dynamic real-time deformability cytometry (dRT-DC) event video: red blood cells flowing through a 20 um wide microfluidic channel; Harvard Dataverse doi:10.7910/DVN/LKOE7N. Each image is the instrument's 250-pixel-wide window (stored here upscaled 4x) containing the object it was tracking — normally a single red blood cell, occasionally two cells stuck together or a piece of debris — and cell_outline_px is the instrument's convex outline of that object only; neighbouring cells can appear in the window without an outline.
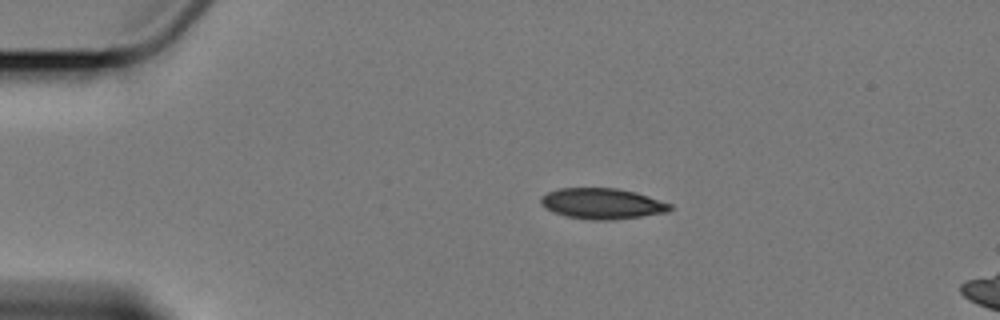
{"species": "Egyptian fruit bat (a non-hibernating species)", "species_latin": "Rousettus aegyptiacus", "temperature_condition": "cold", "stored_images_in_passage": 4, "camera_frame_rate_fps": 3000, "um_per_image_px": 0.085, "animal": {"sex": "female"}, "frame": {"image": 1, "passage_image": 2, "time_ms": 2.333, "image_size_px": [1000, 320], "cell_outline_px": [[672, 208], [668, 212], [612, 220], [596, 220], [564, 216], [544, 208], [540, 204], [540, 196], [548, 192], [560, 188], [616, 188], [636, 192], [672, 204]], "centroid_in_image_um": [51.16, 17.3], "position_along_channel_um": 33.8, "area_um2": 23.18}}